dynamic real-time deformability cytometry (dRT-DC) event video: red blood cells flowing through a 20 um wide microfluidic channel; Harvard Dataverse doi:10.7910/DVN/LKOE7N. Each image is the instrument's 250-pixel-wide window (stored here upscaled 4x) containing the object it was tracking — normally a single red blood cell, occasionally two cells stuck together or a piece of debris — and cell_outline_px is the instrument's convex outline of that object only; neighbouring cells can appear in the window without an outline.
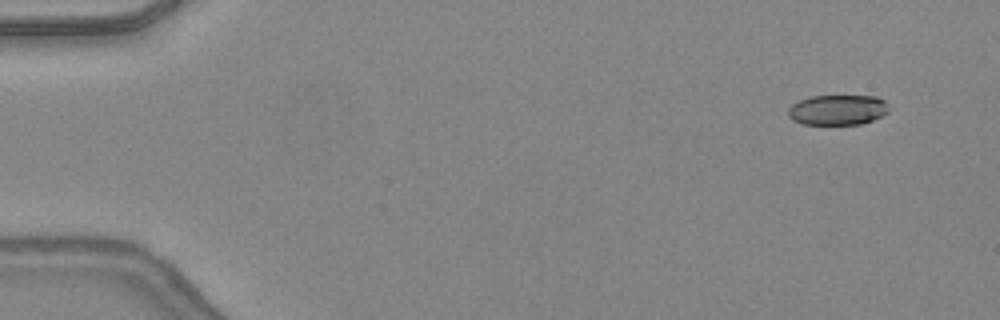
{"species": "common noctule bat (a hibernating species)", "species_latin": "Nyctalus noctula", "temperature_condition": "warm", "stored_images_in_passage": 48, "camera_frame_rate_fps": 3000, "um_per_image_px": 0.085, "animal": {"sex": "female", "body_mass_g": 24.6, "forearm_length_mm": 56.2}, "frame": {"image": 1, "passage_image": 4, "time_ms": 1.0, "image_size_px": [1000, 320], "cell_outline_px": [[888, 112], [872, 120], [860, 124], [804, 124], [792, 120], [788, 116], [788, 108], [792, 104], [800, 100], [812, 96], [876, 96], [884, 100], [888, 104]], "centroid_in_image_um": [71.19, 9.33], "position_along_channel_um": 13.8, "area_um2": 17.69}}
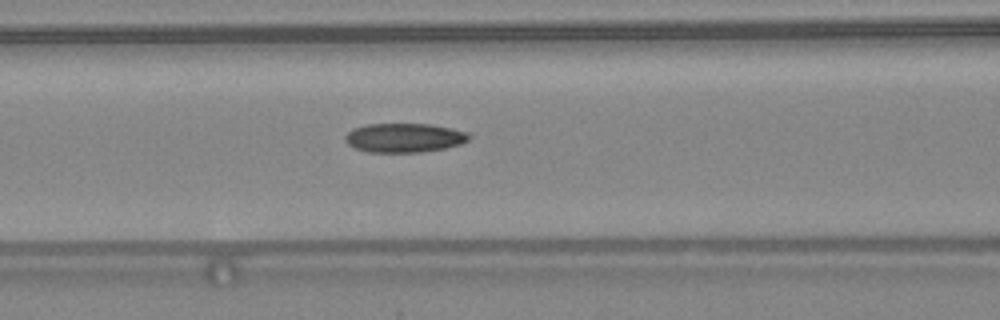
{"frame": {"image": 2, "passage_image": 21, "time_ms": 6.667, "image_size_px": [1000, 320], "cell_outline_px": [[472, 136], [468, 140], [460, 144], [444, 148], [420, 152], [368, 152], [356, 148], [348, 144], [344, 140], [344, 136], [352, 128], [368, 124], [432, 124], [452, 128], [468, 132]], "centroid_in_image_um": [34.36, 11.7], "position_along_channel_um": 132.2, "area_um2": 21.1}}
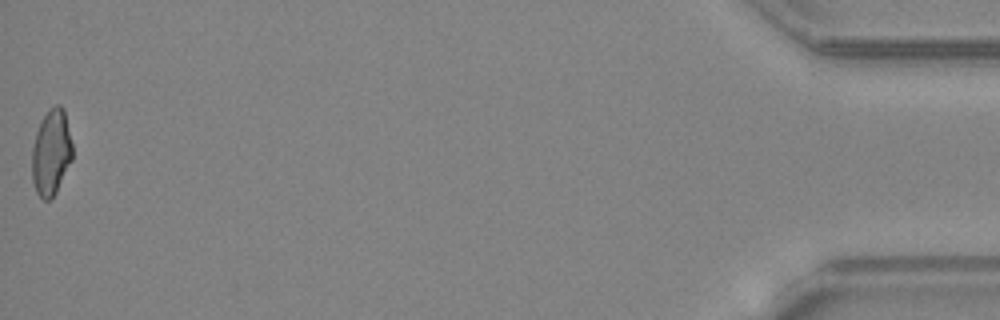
{"frame": {"image": 3, "passage_image": 48, "time_ms": 15.667, "image_size_px": [1000, 320], "cell_outline_px": [[72, 160], [52, 200], [44, 200], [36, 192], [32, 180], [32, 148], [36, 132], [40, 120], [48, 108], [56, 104], [60, 104], [64, 108], [72, 144]], "centroid_in_image_um": [4.35, 12.94], "position_along_channel_um": 430.9, "area_um2": 20.52}, "authors_computed_cell_mechanics": {"area_um2": 20.6057, "velocity_mm_per_s": 4.4004, "shape_relaxation_time_tau1_ms": null, "shape_relaxation_time_tau2_ms": 3.9789, "deformation_change_tau1": null, "deformation_change_tau2": 0.1456}}